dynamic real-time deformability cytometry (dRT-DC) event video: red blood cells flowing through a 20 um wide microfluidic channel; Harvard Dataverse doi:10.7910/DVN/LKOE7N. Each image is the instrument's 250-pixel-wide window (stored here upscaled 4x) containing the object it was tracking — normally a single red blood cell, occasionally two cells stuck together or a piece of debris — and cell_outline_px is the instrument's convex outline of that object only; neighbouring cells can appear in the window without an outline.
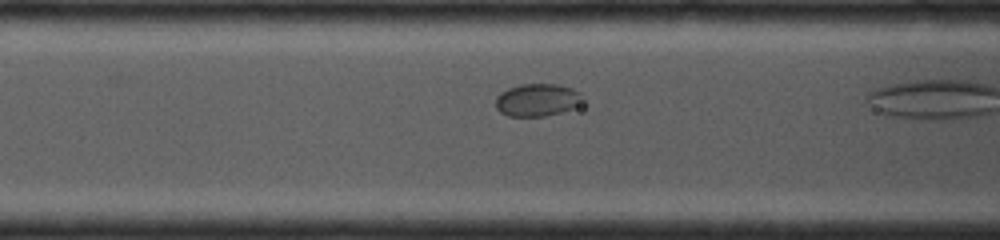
{"species": "common noctule bat (a hibernating species)", "species_latin": "Nyctalus noctula", "temperature_condition": "cold", "stored_images_in_passage": 18, "camera_frame_rate_fps": 4000, "um_per_image_px": 0.085, "animal": {"sex": "female", "body_mass_g": 19.0, "forearm_length_mm": 53.3}, "frame": {"image": 1, "passage_image": 9, "time_ms": 1.5, "image_size_px": [1000, 240], "cell_outline_px": [[584, 104], [560, 112], [544, 116], [508, 116], [500, 112], [496, 108], [496, 96], [500, 92], [508, 88], [520, 84], [560, 84], [572, 88], [580, 92], [584, 96]], "centroid_in_image_um": [45.7, 8.48], "position_along_channel_um": 120.9, "area_um2": 16.82}}
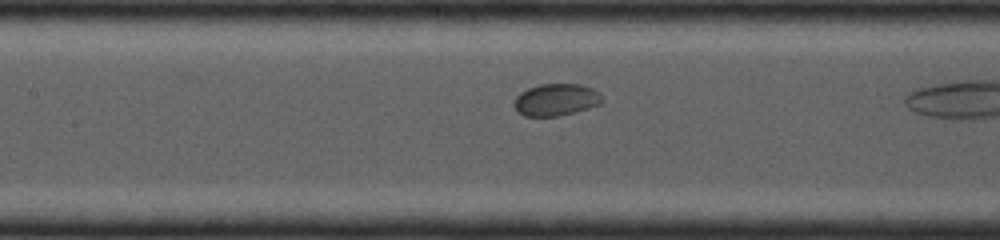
{"frame": {"image": 2, "passage_image": 12, "time_ms": 2.25, "image_size_px": [1000, 240], "cell_outline_px": [[604, 100], [600, 104], [588, 108], [560, 116], [524, 116], [516, 112], [512, 104], [516, 96], [520, 92], [528, 88], [540, 84], [580, 84], [592, 88], [600, 92]], "centroid_in_image_um": [47.24, 8.48], "position_along_channel_um": 160.2, "area_um2": 16.7}}